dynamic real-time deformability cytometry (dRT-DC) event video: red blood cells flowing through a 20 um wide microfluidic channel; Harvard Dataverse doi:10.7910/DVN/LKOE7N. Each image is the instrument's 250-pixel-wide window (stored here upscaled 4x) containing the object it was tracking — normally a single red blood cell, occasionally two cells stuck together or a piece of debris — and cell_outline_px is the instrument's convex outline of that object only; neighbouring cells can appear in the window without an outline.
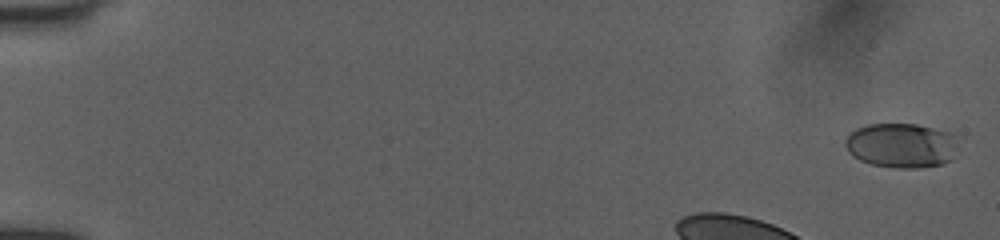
{"species": "human", "species_latin": "Homo sapiens", "temperature_condition": "room temperature", "stored_images_in_passage": 17, "camera_frame_rate_fps": 3000, "um_per_image_px": 0.085, "donor": {"sex": "female"}, "frame": {"image": 1, "passage_image": 1, "time_ms": 0.0, "image_size_px": [1000, 240], "cell_outline_px": [[956, 140], [952, 160], [940, 164], [916, 168], [896, 168], [872, 164], [860, 160], [852, 156], [848, 152], [844, 144], [844, 140], [856, 128], [868, 124], [916, 124], [948, 132], [956, 136]], "centroid_in_image_um": [76.57, 12.36], "position_along_channel_um": 8.4, "area_um2": 29.25}}
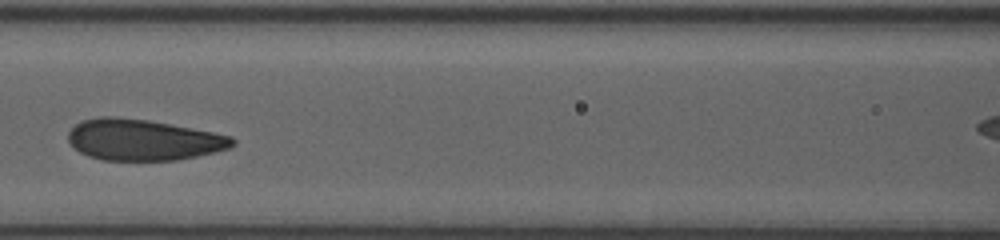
{"frame": {"image": 2, "passage_image": 11, "time_ms": 6.333, "image_size_px": [1000, 240], "cell_outline_px": [[236, 144], [228, 148], [196, 156], [176, 160], [100, 160], [88, 156], [80, 152], [68, 140], [68, 132], [80, 120], [100, 116], [116, 116], [148, 120], [212, 132], [232, 136], [236, 140]], "centroid_in_image_um": [12.14, 11.88], "position_along_channel_um": 154.5, "area_um2": 39.25}}
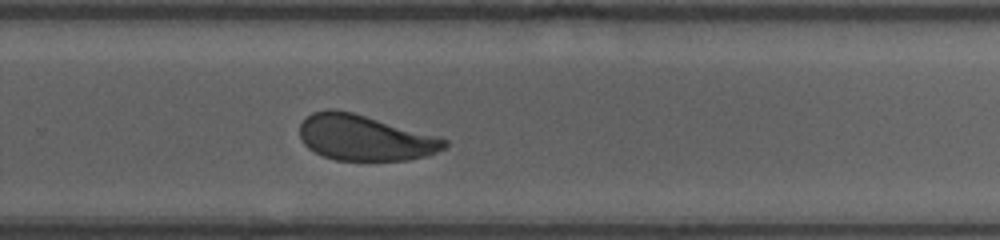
{"frame": {"image": 3, "passage_image": 17, "time_ms": 10.0, "image_size_px": [1000, 240], "cell_outline_px": [[448, 144], [444, 148], [428, 156], [408, 160], [336, 160], [324, 156], [308, 148], [300, 140], [300, 124], [312, 112], [328, 108], [332, 108], [352, 112], [440, 136], [448, 140]], "centroid_in_image_um": [31.02, 11.7], "position_along_channel_um": 298.8, "area_um2": 38.67}}